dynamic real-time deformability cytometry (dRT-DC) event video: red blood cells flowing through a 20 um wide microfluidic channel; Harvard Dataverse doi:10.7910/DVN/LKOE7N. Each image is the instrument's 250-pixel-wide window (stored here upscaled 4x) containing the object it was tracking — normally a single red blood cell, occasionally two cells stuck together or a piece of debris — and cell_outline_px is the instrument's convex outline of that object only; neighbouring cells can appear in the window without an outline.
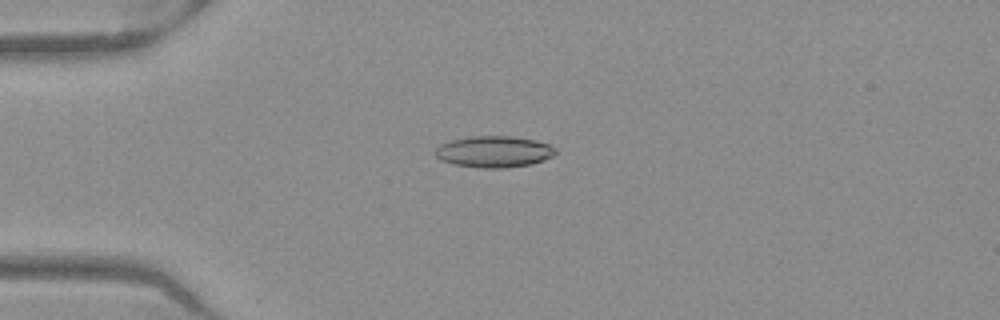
{"species": "Egyptian fruit bat (a non-hibernating species)", "species_latin": "Rousettus aegyptiacus", "temperature_condition": "warm", "stored_images_in_passage": 51, "camera_frame_rate_fps": 3000, "um_per_image_px": 0.085, "frame": {"image": 1, "passage_image": 13, "time_ms": 4.0, "image_size_px": [1000, 320], "cell_outline_px": [[556, 152], [552, 156], [544, 160], [532, 164], [504, 168], [480, 168], [452, 164], [440, 160], [432, 152], [440, 144], [448, 140], [472, 136], [512, 136], [536, 140], [548, 144], [556, 148]], "centroid_in_image_um": [41.95, 12.89], "position_along_channel_um": 43.1, "area_um2": 22.31}}
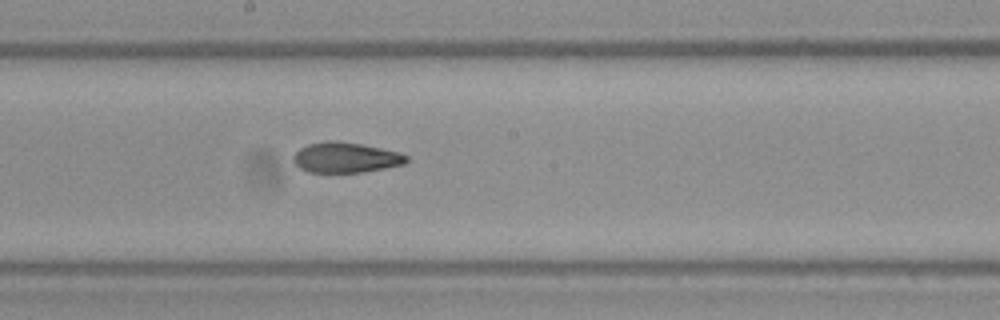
{"frame": {"image": 2, "passage_image": 28, "time_ms": 9.0, "image_size_px": [1000, 320], "cell_outline_px": [[408, 160], [404, 164], [364, 172], [308, 172], [300, 168], [292, 160], [292, 156], [300, 148], [308, 144], [328, 140], [336, 140], [360, 144], [400, 152], [408, 156]], "centroid_in_image_um": [29.37, 13.38], "position_along_channel_um": 218.8, "area_um2": 20.0}}
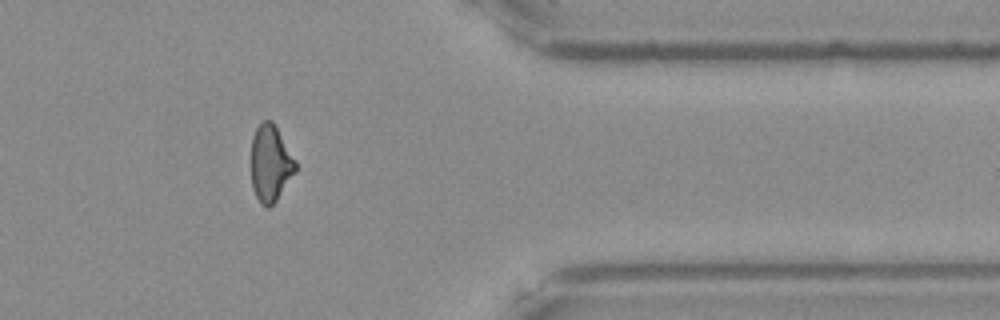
{"frame": {"image": 3, "passage_image": 42, "time_ms": 13.667, "image_size_px": [1000, 320], "cell_outline_px": [[296, 172], [276, 200], [268, 208], [260, 204], [252, 188], [252, 136], [256, 128], [264, 120], [272, 120], [296, 160]], "centroid_in_image_um": [23.0, 13.89], "position_along_channel_um": 388.4, "area_um2": 19.71}, "authors_computed_cell_mechanics": {"area_um2": 20.519, "velocity_mm_per_s": 3.9995, "shape_relaxation_time_tau1_ms": null, "shape_relaxation_time_tau2_ms": 2.8674, "deformation_change_tau1": null, "deformation_change_tau2": 0.0942}}